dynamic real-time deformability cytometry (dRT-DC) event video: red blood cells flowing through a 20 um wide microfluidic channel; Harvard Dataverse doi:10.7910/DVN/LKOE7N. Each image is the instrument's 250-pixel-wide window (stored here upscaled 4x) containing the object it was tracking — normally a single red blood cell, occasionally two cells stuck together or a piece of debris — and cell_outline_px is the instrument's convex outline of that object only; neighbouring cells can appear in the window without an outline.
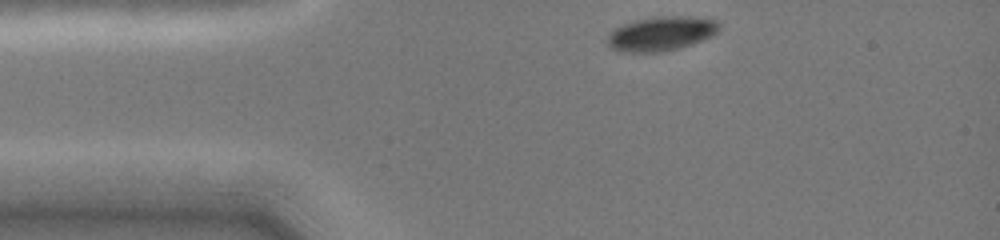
{"species": "common noctule bat (a hibernating species)", "species_latin": "Nyctalus noctula", "temperature_condition": "cold", "stored_images_in_passage": 34, "camera_frame_rate_fps": 3000, "um_per_image_px": 0.085, "animal": {"sex": "female", "body_mass_g": 19.0, "forearm_length_mm": 51.5}, "frame": {"image": 1, "passage_image": 1, "time_ms": 0.0, "image_size_px": [1000, 240], "cell_outline_px": [[720, 28], [716, 32], [700, 40], [676, 48], [660, 52], [620, 52], [612, 48], [608, 44], [608, 36], [616, 28], [624, 24], [636, 20], [656, 16], [688, 16], [716, 20], [720, 24]], "centroid_in_image_um": [56.18, 2.85], "position_along_channel_um": 28.8, "area_um2": 21.85}}
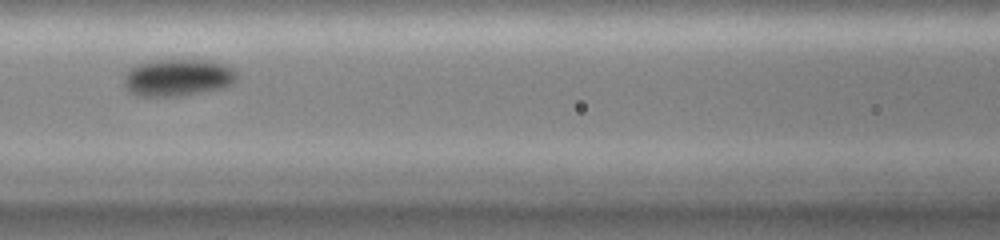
{"frame": {"image": 2, "passage_image": 13, "time_ms": 4.0, "image_size_px": [1000, 240], "cell_outline_px": [[236, 76], [232, 84], [224, 88], [180, 96], [140, 96], [128, 92], [124, 88], [124, 76], [128, 68], [136, 64], [148, 60], [212, 60], [224, 64], [232, 68], [236, 72]], "centroid_in_image_um": [15.06, 6.59], "position_along_channel_um": 151.5, "area_um2": 24.8}}
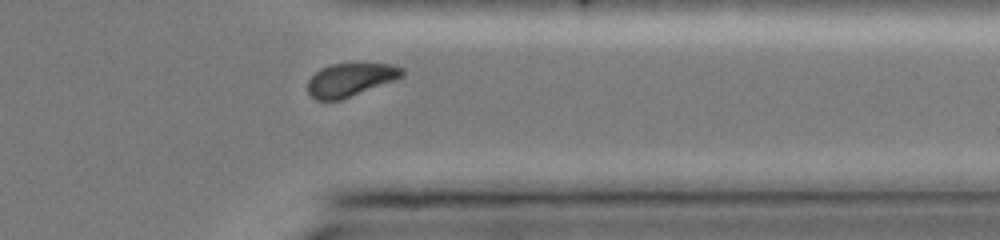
{"frame": {"image": 3, "passage_image": 30, "time_ms": 9.667, "image_size_px": [1000, 240], "cell_outline_px": [[404, 76], [396, 80], [340, 100], [316, 100], [308, 92], [308, 80], [320, 68], [332, 64], [392, 64], [404, 68]], "centroid_in_image_um": [29.81, 6.78], "position_along_channel_um": 381.6, "area_um2": 18.21}, "authors_computed_cell_mechanics": {"area_um2": 22.3686, "velocity_mm_per_s": 4.0518, "shape_relaxation_time_tau1_ms": 1.5336, "shape_relaxation_time_tau2_ms": null, "deformation_change_tau1": 0.0754, "deformation_change_tau2": null}}